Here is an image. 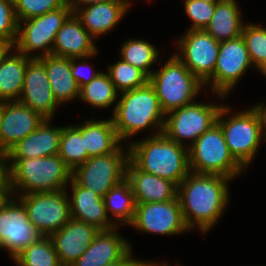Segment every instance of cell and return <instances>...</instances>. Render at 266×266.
<instances>
[{
	"label": "cell",
	"instance_id": "31",
	"mask_svg": "<svg viewBox=\"0 0 266 266\" xmlns=\"http://www.w3.org/2000/svg\"><path fill=\"white\" fill-rule=\"evenodd\" d=\"M58 156L72 171L89 158L82 133L75 125L62 126Z\"/></svg>",
	"mask_w": 266,
	"mask_h": 266
},
{
	"label": "cell",
	"instance_id": "10",
	"mask_svg": "<svg viewBox=\"0 0 266 266\" xmlns=\"http://www.w3.org/2000/svg\"><path fill=\"white\" fill-rule=\"evenodd\" d=\"M221 104L198 103L177 108L165 114L162 133L170 140L185 146L184 139L191 140L190 146L217 122ZM168 116V117H167Z\"/></svg>",
	"mask_w": 266,
	"mask_h": 266
},
{
	"label": "cell",
	"instance_id": "43",
	"mask_svg": "<svg viewBox=\"0 0 266 266\" xmlns=\"http://www.w3.org/2000/svg\"><path fill=\"white\" fill-rule=\"evenodd\" d=\"M13 48H14V44L12 42L0 40V63L7 57V55L12 50H14Z\"/></svg>",
	"mask_w": 266,
	"mask_h": 266
},
{
	"label": "cell",
	"instance_id": "5",
	"mask_svg": "<svg viewBox=\"0 0 266 266\" xmlns=\"http://www.w3.org/2000/svg\"><path fill=\"white\" fill-rule=\"evenodd\" d=\"M230 111V107L222 105L216 123L223 132L230 153L246 169L255 158L260 142H265L262 117L255 105L225 117Z\"/></svg>",
	"mask_w": 266,
	"mask_h": 266
},
{
	"label": "cell",
	"instance_id": "21",
	"mask_svg": "<svg viewBox=\"0 0 266 266\" xmlns=\"http://www.w3.org/2000/svg\"><path fill=\"white\" fill-rule=\"evenodd\" d=\"M130 1L101 2L73 11L82 26L95 38L112 30L126 15Z\"/></svg>",
	"mask_w": 266,
	"mask_h": 266
},
{
	"label": "cell",
	"instance_id": "15",
	"mask_svg": "<svg viewBox=\"0 0 266 266\" xmlns=\"http://www.w3.org/2000/svg\"><path fill=\"white\" fill-rule=\"evenodd\" d=\"M129 226L141 232L167 236L189 231L178 197L165 202L136 204L134 218Z\"/></svg>",
	"mask_w": 266,
	"mask_h": 266
},
{
	"label": "cell",
	"instance_id": "35",
	"mask_svg": "<svg viewBox=\"0 0 266 266\" xmlns=\"http://www.w3.org/2000/svg\"><path fill=\"white\" fill-rule=\"evenodd\" d=\"M241 36L253 66L261 71L266 65V28L257 24L246 23L243 25Z\"/></svg>",
	"mask_w": 266,
	"mask_h": 266
},
{
	"label": "cell",
	"instance_id": "13",
	"mask_svg": "<svg viewBox=\"0 0 266 266\" xmlns=\"http://www.w3.org/2000/svg\"><path fill=\"white\" fill-rule=\"evenodd\" d=\"M253 66L242 36L220 42L213 76L204 84L216 96L224 99L238 84L248 68Z\"/></svg>",
	"mask_w": 266,
	"mask_h": 266
},
{
	"label": "cell",
	"instance_id": "26",
	"mask_svg": "<svg viewBox=\"0 0 266 266\" xmlns=\"http://www.w3.org/2000/svg\"><path fill=\"white\" fill-rule=\"evenodd\" d=\"M76 127L82 133L89 158L110 154L122 143L117 136L112 119L85 120L82 125Z\"/></svg>",
	"mask_w": 266,
	"mask_h": 266
},
{
	"label": "cell",
	"instance_id": "17",
	"mask_svg": "<svg viewBox=\"0 0 266 266\" xmlns=\"http://www.w3.org/2000/svg\"><path fill=\"white\" fill-rule=\"evenodd\" d=\"M18 102L40 113L46 119H52L59 105L53 96L45 66L37 58H33L27 64Z\"/></svg>",
	"mask_w": 266,
	"mask_h": 266
},
{
	"label": "cell",
	"instance_id": "3",
	"mask_svg": "<svg viewBox=\"0 0 266 266\" xmlns=\"http://www.w3.org/2000/svg\"><path fill=\"white\" fill-rule=\"evenodd\" d=\"M121 94L111 118L121 142L135 136L137 132L153 129L152 127L158 130V134L162 133L165 113L149 82L143 87L127 90Z\"/></svg>",
	"mask_w": 266,
	"mask_h": 266
},
{
	"label": "cell",
	"instance_id": "11",
	"mask_svg": "<svg viewBox=\"0 0 266 266\" xmlns=\"http://www.w3.org/2000/svg\"><path fill=\"white\" fill-rule=\"evenodd\" d=\"M67 189L17 195L26 208L29 221L44 236L60 230L70 219Z\"/></svg>",
	"mask_w": 266,
	"mask_h": 266
},
{
	"label": "cell",
	"instance_id": "1",
	"mask_svg": "<svg viewBox=\"0 0 266 266\" xmlns=\"http://www.w3.org/2000/svg\"><path fill=\"white\" fill-rule=\"evenodd\" d=\"M231 180L192 171L182 180L178 185L177 197L189 230L197 226L205 234L214 227L230 201L228 182Z\"/></svg>",
	"mask_w": 266,
	"mask_h": 266
},
{
	"label": "cell",
	"instance_id": "12",
	"mask_svg": "<svg viewBox=\"0 0 266 266\" xmlns=\"http://www.w3.org/2000/svg\"><path fill=\"white\" fill-rule=\"evenodd\" d=\"M13 195L0 205V248L15 258L42 235L29 221L26 208Z\"/></svg>",
	"mask_w": 266,
	"mask_h": 266
},
{
	"label": "cell",
	"instance_id": "20",
	"mask_svg": "<svg viewBox=\"0 0 266 266\" xmlns=\"http://www.w3.org/2000/svg\"><path fill=\"white\" fill-rule=\"evenodd\" d=\"M117 229L100 230L71 266H106L122 258L132 247Z\"/></svg>",
	"mask_w": 266,
	"mask_h": 266
},
{
	"label": "cell",
	"instance_id": "22",
	"mask_svg": "<svg viewBox=\"0 0 266 266\" xmlns=\"http://www.w3.org/2000/svg\"><path fill=\"white\" fill-rule=\"evenodd\" d=\"M71 218L95 226L98 230H110L116 226L109 219L103 198L89 189L79 186L71 179Z\"/></svg>",
	"mask_w": 266,
	"mask_h": 266
},
{
	"label": "cell",
	"instance_id": "34",
	"mask_svg": "<svg viewBox=\"0 0 266 266\" xmlns=\"http://www.w3.org/2000/svg\"><path fill=\"white\" fill-rule=\"evenodd\" d=\"M108 75L117 91L124 92L145 86L149 77L140 69L123 61L121 58L108 67Z\"/></svg>",
	"mask_w": 266,
	"mask_h": 266
},
{
	"label": "cell",
	"instance_id": "6",
	"mask_svg": "<svg viewBox=\"0 0 266 266\" xmlns=\"http://www.w3.org/2000/svg\"><path fill=\"white\" fill-rule=\"evenodd\" d=\"M149 83L165 114L193 103L205 86L175 54L161 69L153 70Z\"/></svg>",
	"mask_w": 266,
	"mask_h": 266
},
{
	"label": "cell",
	"instance_id": "39",
	"mask_svg": "<svg viewBox=\"0 0 266 266\" xmlns=\"http://www.w3.org/2000/svg\"><path fill=\"white\" fill-rule=\"evenodd\" d=\"M96 54L97 52L91 56L70 58L71 73L74 79L76 80L79 88L88 84L91 80H93L100 73V71L99 72L95 71V72H92L89 76H86L85 74L86 72H84V67L86 66L92 69V66L88 62L86 63L85 60L90 57L92 58Z\"/></svg>",
	"mask_w": 266,
	"mask_h": 266
},
{
	"label": "cell",
	"instance_id": "29",
	"mask_svg": "<svg viewBox=\"0 0 266 266\" xmlns=\"http://www.w3.org/2000/svg\"><path fill=\"white\" fill-rule=\"evenodd\" d=\"M103 201L107 215L109 217L108 212H111L112 218H110V220L115 226H119L118 223L120 225L126 224L128 226L132 223L136 203L131 185L126 178L117 185L113 186L105 194Z\"/></svg>",
	"mask_w": 266,
	"mask_h": 266
},
{
	"label": "cell",
	"instance_id": "44",
	"mask_svg": "<svg viewBox=\"0 0 266 266\" xmlns=\"http://www.w3.org/2000/svg\"><path fill=\"white\" fill-rule=\"evenodd\" d=\"M256 107L258 108L262 117L264 140L266 141V107L264 106L263 102L256 104Z\"/></svg>",
	"mask_w": 266,
	"mask_h": 266
},
{
	"label": "cell",
	"instance_id": "28",
	"mask_svg": "<svg viewBox=\"0 0 266 266\" xmlns=\"http://www.w3.org/2000/svg\"><path fill=\"white\" fill-rule=\"evenodd\" d=\"M32 59L14 49L0 63V102L18 101L24 85L26 67Z\"/></svg>",
	"mask_w": 266,
	"mask_h": 266
},
{
	"label": "cell",
	"instance_id": "27",
	"mask_svg": "<svg viewBox=\"0 0 266 266\" xmlns=\"http://www.w3.org/2000/svg\"><path fill=\"white\" fill-rule=\"evenodd\" d=\"M240 10L236 0H221L204 31L218 42L240 37L244 25Z\"/></svg>",
	"mask_w": 266,
	"mask_h": 266
},
{
	"label": "cell",
	"instance_id": "33",
	"mask_svg": "<svg viewBox=\"0 0 266 266\" xmlns=\"http://www.w3.org/2000/svg\"><path fill=\"white\" fill-rule=\"evenodd\" d=\"M18 266H62L50 236H43L13 259Z\"/></svg>",
	"mask_w": 266,
	"mask_h": 266
},
{
	"label": "cell",
	"instance_id": "19",
	"mask_svg": "<svg viewBox=\"0 0 266 266\" xmlns=\"http://www.w3.org/2000/svg\"><path fill=\"white\" fill-rule=\"evenodd\" d=\"M136 204L165 202L177 198L178 186L167 179L138 169L130 160L126 167Z\"/></svg>",
	"mask_w": 266,
	"mask_h": 266
},
{
	"label": "cell",
	"instance_id": "42",
	"mask_svg": "<svg viewBox=\"0 0 266 266\" xmlns=\"http://www.w3.org/2000/svg\"><path fill=\"white\" fill-rule=\"evenodd\" d=\"M112 1H130V0H67V3L71 6L74 11L77 8L88 6L91 4L101 3V2H112Z\"/></svg>",
	"mask_w": 266,
	"mask_h": 266
},
{
	"label": "cell",
	"instance_id": "2",
	"mask_svg": "<svg viewBox=\"0 0 266 266\" xmlns=\"http://www.w3.org/2000/svg\"><path fill=\"white\" fill-rule=\"evenodd\" d=\"M129 160L140 170L174 182L177 186L189 174L188 147L163 133L128 143Z\"/></svg>",
	"mask_w": 266,
	"mask_h": 266
},
{
	"label": "cell",
	"instance_id": "45",
	"mask_svg": "<svg viewBox=\"0 0 266 266\" xmlns=\"http://www.w3.org/2000/svg\"><path fill=\"white\" fill-rule=\"evenodd\" d=\"M136 266H169V265H167L166 263H162V264H158L157 262L154 263V261L153 262H149V261H145V260L144 261L143 260H138ZM176 266H181V265L180 264L178 265V263H177Z\"/></svg>",
	"mask_w": 266,
	"mask_h": 266
},
{
	"label": "cell",
	"instance_id": "16",
	"mask_svg": "<svg viewBox=\"0 0 266 266\" xmlns=\"http://www.w3.org/2000/svg\"><path fill=\"white\" fill-rule=\"evenodd\" d=\"M45 119L40 113L18 101L2 102L0 151L7 153L20 140L35 131Z\"/></svg>",
	"mask_w": 266,
	"mask_h": 266
},
{
	"label": "cell",
	"instance_id": "23",
	"mask_svg": "<svg viewBox=\"0 0 266 266\" xmlns=\"http://www.w3.org/2000/svg\"><path fill=\"white\" fill-rule=\"evenodd\" d=\"M93 39L73 13L57 32L51 54L65 58L91 56L97 52Z\"/></svg>",
	"mask_w": 266,
	"mask_h": 266
},
{
	"label": "cell",
	"instance_id": "14",
	"mask_svg": "<svg viewBox=\"0 0 266 266\" xmlns=\"http://www.w3.org/2000/svg\"><path fill=\"white\" fill-rule=\"evenodd\" d=\"M177 44L175 55L205 84L213 76L220 42L204 30H187Z\"/></svg>",
	"mask_w": 266,
	"mask_h": 266
},
{
	"label": "cell",
	"instance_id": "48",
	"mask_svg": "<svg viewBox=\"0 0 266 266\" xmlns=\"http://www.w3.org/2000/svg\"><path fill=\"white\" fill-rule=\"evenodd\" d=\"M1 120H2V102H0V127H1Z\"/></svg>",
	"mask_w": 266,
	"mask_h": 266
},
{
	"label": "cell",
	"instance_id": "40",
	"mask_svg": "<svg viewBox=\"0 0 266 266\" xmlns=\"http://www.w3.org/2000/svg\"><path fill=\"white\" fill-rule=\"evenodd\" d=\"M7 153L0 151V193H12Z\"/></svg>",
	"mask_w": 266,
	"mask_h": 266
},
{
	"label": "cell",
	"instance_id": "37",
	"mask_svg": "<svg viewBox=\"0 0 266 266\" xmlns=\"http://www.w3.org/2000/svg\"><path fill=\"white\" fill-rule=\"evenodd\" d=\"M216 3L201 0H184L186 15L192 20L188 30H204L215 11Z\"/></svg>",
	"mask_w": 266,
	"mask_h": 266
},
{
	"label": "cell",
	"instance_id": "7",
	"mask_svg": "<svg viewBox=\"0 0 266 266\" xmlns=\"http://www.w3.org/2000/svg\"><path fill=\"white\" fill-rule=\"evenodd\" d=\"M188 156L189 169L195 173L233 179L245 170L230 153L217 123L188 146Z\"/></svg>",
	"mask_w": 266,
	"mask_h": 266
},
{
	"label": "cell",
	"instance_id": "46",
	"mask_svg": "<svg viewBox=\"0 0 266 266\" xmlns=\"http://www.w3.org/2000/svg\"><path fill=\"white\" fill-rule=\"evenodd\" d=\"M11 196H12V193H0V205L5 199H7Z\"/></svg>",
	"mask_w": 266,
	"mask_h": 266
},
{
	"label": "cell",
	"instance_id": "49",
	"mask_svg": "<svg viewBox=\"0 0 266 266\" xmlns=\"http://www.w3.org/2000/svg\"><path fill=\"white\" fill-rule=\"evenodd\" d=\"M261 74L266 76V65L263 67V69L260 71Z\"/></svg>",
	"mask_w": 266,
	"mask_h": 266
},
{
	"label": "cell",
	"instance_id": "32",
	"mask_svg": "<svg viewBox=\"0 0 266 266\" xmlns=\"http://www.w3.org/2000/svg\"><path fill=\"white\" fill-rule=\"evenodd\" d=\"M121 59L142 70L148 77L153 71L151 66L157 62L158 52L156 46L142 39H130L121 46Z\"/></svg>",
	"mask_w": 266,
	"mask_h": 266
},
{
	"label": "cell",
	"instance_id": "18",
	"mask_svg": "<svg viewBox=\"0 0 266 266\" xmlns=\"http://www.w3.org/2000/svg\"><path fill=\"white\" fill-rule=\"evenodd\" d=\"M95 226L71 218L50 238L62 266H71L93 242L99 232Z\"/></svg>",
	"mask_w": 266,
	"mask_h": 266
},
{
	"label": "cell",
	"instance_id": "41",
	"mask_svg": "<svg viewBox=\"0 0 266 266\" xmlns=\"http://www.w3.org/2000/svg\"><path fill=\"white\" fill-rule=\"evenodd\" d=\"M132 255V249H130L122 258L106 266H136L138 260Z\"/></svg>",
	"mask_w": 266,
	"mask_h": 266
},
{
	"label": "cell",
	"instance_id": "8",
	"mask_svg": "<svg viewBox=\"0 0 266 266\" xmlns=\"http://www.w3.org/2000/svg\"><path fill=\"white\" fill-rule=\"evenodd\" d=\"M72 14L71 6L66 3L44 15L19 21L14 49L31 58L50 55L57 32ZM38 50L42 53L33 55Z\"/></svg>",
	"mask_w": 266,
	"mask_h": 266
},
{
	"label": "cell",
	"instance_id": "25",
	"mask_svg": "<svg viewBox=\"0 0 266 266\" xmlns=\"http://www.w3.org/2000/svg\"><path fill=\"white\" fill-rule=\"evenodd\" d=\"M44 66L57 103L79 98L80 88L71 73L70 58L47 55L37 58Z\"/></svg>",
	"mask_w": 266,
	"mask_h": 266
},
{
	"label": "cell",
	"instance_id": "38",
	"mask_svg": "<svg viewBox=\"0 0 266 266\" xmlns=\"http://www.w3.org/2000/svg\"><path fill=\"white\" fill-rule=\"evenodd\" d=\"M18 23L14 0H0V40L14 44L18 32Z\"/></svg>",
	"mask_w": 266,
	"mask_h": 266
},
{
	"label": "cell",
	"instance_id": "36",
	"mask_svg": "<svg viewBox=\"0 0 266 266\" xmlns=\"http://www.w3.org/2000/svg\"><path fill=\"white\" fill-rule=\"evenodd\" d=\"M67 3V0H14L18 22L32 17L44 15Z\"/></svg>",
	"mask_w": 266,
	"mask_h": 266
},
{
	"label": "cell",
	"instance_id": "30",
	"mask_svg": "<svg viewBox=\"0 0 266 266\" xmlns=\"http://www.w3.org/2000/svg\"><path fill=\"white\" fill-rule=\"evenodd\" d=\"M108 73L100 72L80 88L79 98L91 106L102 109L111 106L120 97Z\"/></svg>",
	"mask_w": 266,
	"mask_h": 266
},
{
	"label": "cell",
	"instance_id": "4",
	"mask_svg": "<svg viewBox=\"0 0 266 266\" xmlns=\"http://www.w3.org/2000/svg\"><path fill=\"white\" fill-rule=\"evenodd\" d=\"M8 161L13 196L66 190L72 179V170L58 154L33 159L8 158Z\"/></svg>",
	"mask_w": 266,
	"mask_h": 266
},
{
	"label": "cell",
	"instance_id": "47",
	"mask_svg": "<svg viewBox=\"0 0 266 266\" xmlns=\"http://www.w3.org/2000/svg\"><path fill=\"white\" fill-rule=\"evenodd\" d=\"M201 1H204V2H207V3H218L221 0H201Z\"/></svg>",
	"mask_w": 266,
	"mask_h": 266
},
{
	"label": "cell",
	"instance_id": "24",
	"mask_svg": "<svg viewBox=\"0 0 266 266\" xmlns=\"http://www.w3.org/2000/svg\"><path fill=\"white\" fill-rule=\"evenodd\" d=\"M51 119L20 140L8 152V158H36L59 153L62 127H51Z\"/></svg>",
	"mask_w": 266,
	"mask_h": 266
},
{
	"label": "cell",
	"instance_id": "9",
	"mask_svg": "<svg viewBox=\"0 0 266 266\" xmlns=\"http://www.w3.org/2000/svg\"><path fill=\"white\" fill-rule=\"evenodd\" d=\"M124 151L120 145L110 154L88 158L72 171V179L103 198L113 186L126 178L129 149Z\"/></svg>",
	"mask_w": 266,
	"mask_h": 266
}]
</instances>
